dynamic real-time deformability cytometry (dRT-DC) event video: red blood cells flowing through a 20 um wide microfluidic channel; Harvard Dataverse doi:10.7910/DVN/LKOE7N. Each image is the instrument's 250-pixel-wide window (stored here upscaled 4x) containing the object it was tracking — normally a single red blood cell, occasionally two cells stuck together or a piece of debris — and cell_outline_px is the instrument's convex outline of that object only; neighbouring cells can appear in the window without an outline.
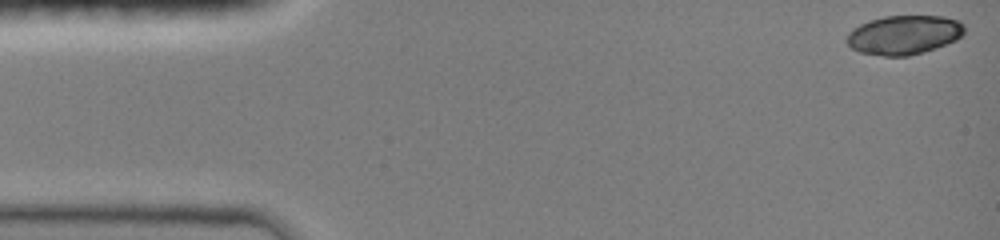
{"species": "common noctule bat (a hibernating species)", "species_latin": "Nyctalus noctula", "temperature_condition": "room temperature", "stored_images_in_passage": 55, "camera_frame_rate_fps": 3000, "um_per_image_px": 0.085, "animal": {"sex": "female", "body_mass_g": 19.0, "forearm_length_mm": 51.5}, "frame": {"image": 1, "passage_image": 1, "time_ms": 0.0, "image_size_px": [1000, 240], "cell_outline_px": [[964, 32], [956, 40], [924, 52], [908, 56], [884, 56], [860, 52], [852, 48], [848, 44], [848, 32], [852, 28], [868, 20], [884, 16], [944, 16], [956, 20], [964, 24]], "centroid_in_image_um": [76.83, 2.96], "position_along_channel_um": 8.2, "area_um2": 26.76}}
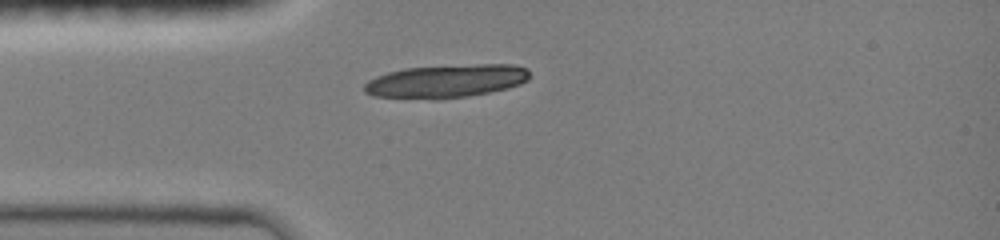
{"frame": {"image": 2, "passage_image": 16, "time_ms": 3.667, "image_size_px": [1000, 240], "cell_outline_px": [[528, 80], [520, 84], [508, 88], [488, 92], [464, 96], [436, 100], [376, 96], [364, 92], [364, 84], [368, 80], [376, 76], [388, 72], [404, 68], [476, 64], [512, 64], [524, 68], [528, 72]], "centroid_in_image_um": [37.89, 6.9], "position_along_channel_um": 47.1, "area_um2": 31.85}}
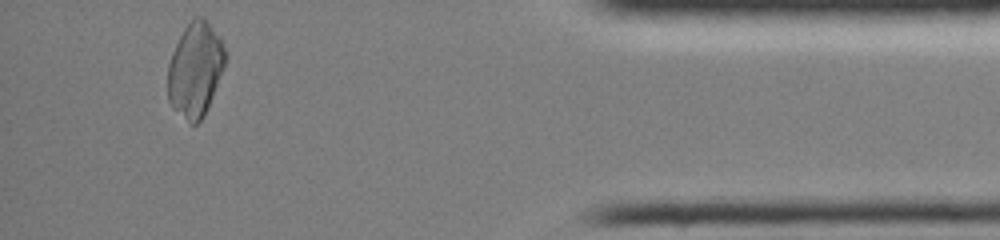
{"frame": {"image": 3, "passage_image": 55, "time_ms": 14.0, "image_size_px": [1000, 240], "cell_outline_px": [[224, 64], [204, 116], [196, 124], [192, 124], [168, 100], [168, 64], [172, 52], [184, 28], [196, 16], [204, 16], [220, 36], [224, 48]], "centroid_in_image_um": [16.59, 5.85], "position_along_channel_um": 418.6, "area_um2": 30.75}}